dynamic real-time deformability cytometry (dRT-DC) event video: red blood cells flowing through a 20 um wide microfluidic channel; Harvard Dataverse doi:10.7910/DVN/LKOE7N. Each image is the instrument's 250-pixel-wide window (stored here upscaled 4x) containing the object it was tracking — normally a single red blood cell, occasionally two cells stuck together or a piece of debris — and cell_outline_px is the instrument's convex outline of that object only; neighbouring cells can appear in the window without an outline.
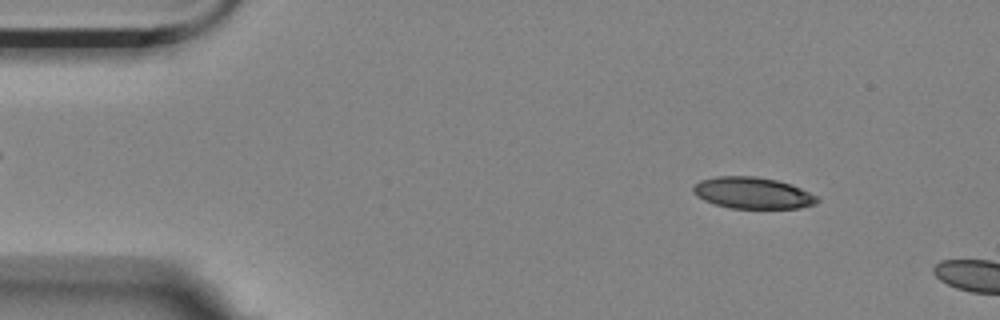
{"species": "Egyptian fruit bat (a non-hibernating species)", "species_latin": "Rousettus aegyptiacus", "temperature_condition": "room temperature", "stored_images_in_passage": 3, "camera_frame_rate_fps": 3000, "um_per_image_px": 0.085, "animal": {"sex": "female"}, "frame": {"image": 1, "passage_image": 2, "time_ms": 0.333, "image_size_px": [1000, 320], "cell_outline_px": [[820, 200], [816, 204], [796, 208], [732, 208], [716, 204], [704, 200], [696, 196], [692, 192], [692, 188], [700, 180], [716, 176], [756, 176], [776, 180], [792, 184], [816, 196]], "centroid_in_image_um": [63.96, 16.39], "position_along_channel_um": 21.0, "area_um2": 22.66}}